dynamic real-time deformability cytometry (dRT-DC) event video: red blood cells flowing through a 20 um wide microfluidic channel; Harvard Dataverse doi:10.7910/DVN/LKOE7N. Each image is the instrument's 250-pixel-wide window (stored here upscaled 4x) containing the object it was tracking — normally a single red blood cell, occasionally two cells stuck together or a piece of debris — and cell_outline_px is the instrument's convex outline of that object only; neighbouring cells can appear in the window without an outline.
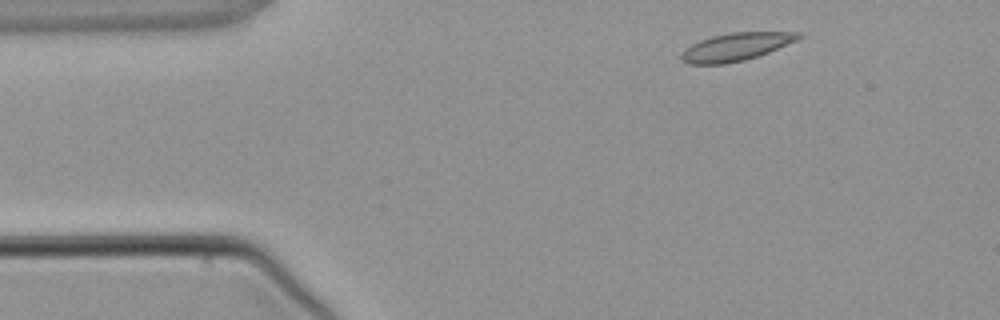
{"species": "common noctule bat (a hibernating species)", "species_latin": "Nyctalus noctula", "temperature_condition": "warm", "stored_images_in_passage": 2, "camera_frame_rate_fps": 3000, "um_per_image_px": 0.085, "animal": {"sex": "male", "body_mass_g": 21.5, "forearm_length_mm": 52.0}, "frame": {"image": 1, "passage_image": 1, "time_ms": 0.0, "image_size_px": [1000, 320], "cell_outline_px": [[804, 36], [796, 40], [768, 52], [744, 60], [724, 64], [688, 64], [680, 56], [684, 48], [700, 40], [712, 36], [732, 32], [804, 32]], "centroid_in_image_um": [62.55, 3.97], "position_along_channel_um": 22.4, "area_um2": 18.84}}